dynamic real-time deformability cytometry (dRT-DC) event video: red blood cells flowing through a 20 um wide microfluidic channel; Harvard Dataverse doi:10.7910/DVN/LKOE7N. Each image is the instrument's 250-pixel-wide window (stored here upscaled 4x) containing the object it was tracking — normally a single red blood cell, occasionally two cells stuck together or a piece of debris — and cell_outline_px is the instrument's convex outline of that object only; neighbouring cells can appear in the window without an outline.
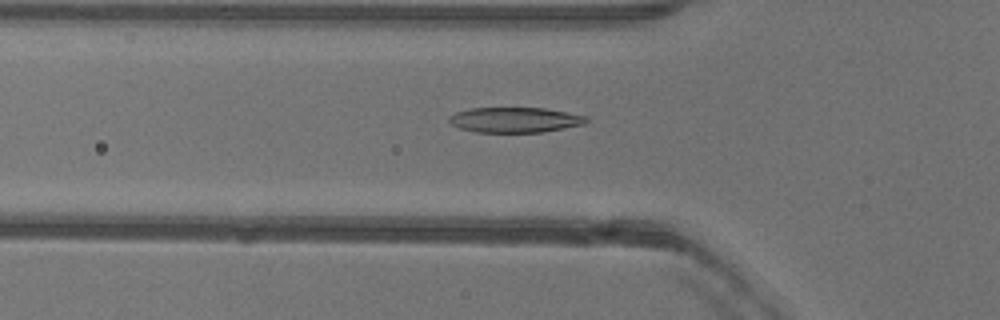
{"species": "common noctule bat (a hibernating species)", "species_latin": "Nyctalus noctula", "temperature_condition": "warm", "stored_images_in_passage": 33, "camera_frame_rate_fps": 3000, "um_per_image_px": 0.085, "animal": {"sex": "female"}, "frame": {"image": 1, "passage_image": 4, "time_ms": 1.0, "image_size_px": [1000, 320], "cell_outline_px": [[588, 120], [584, 124], [544, 132], [476, 132], [460, 128], [452, 124], [448, 120], [448, 116], [456, 112], [472, 108], [544, 108], [568, 112], [588, 116]], "centroid_in_image_um": [43.78, 10.19], "position_along_channel_um": 82.0, "area_um2": 20.17}}
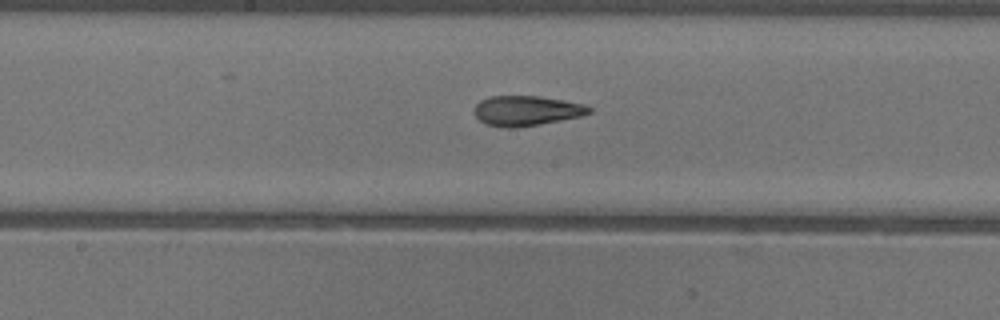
{"frame": {"image": 2, "passage_image": 13, "time_ms": 4.0, "image_size_px": [1000, 320], "cell_outline_px": [[592, 112], [580, 116], [560, 120], [512, 128], [508, 128], [488, 124], [480, 120], [476, 116], [476, 104], [480, 100], [488, 96], [540, 96], [588, 104], [592, 108]], "centroid_in_image_um": [44.8, 9.39], "position_along_channel_um": 203.4, "area_um2": 19.88}}
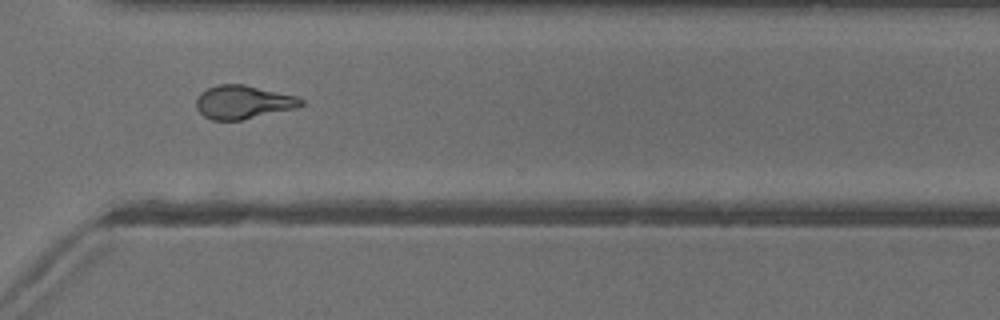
{"frame": {"image": 3, "passage_image": 24, "time_ms": 7.667, "image_size_px": [1000, 320], "cell_outline_px": [[304, 104], [296, 108], [240, 120], [212, 120], [204, 116], [196, 108], [196, 100], [200, 92], [208, 88], [220, 84], [244, 84], [296, 96], [304, 100]], "centroid_in_image_um": [20.65, 8.68], "position_along_channel_um": 349.9, "area_um2": 20.35}, "authors_computed_cell_mechanics": {"area_um2": 20.23, "velocity_mm_per_s": 4.0118, "shape_relaxation_time_tau1_ms": 5.3732, "shape_relaxation_time_tau2_ms": 2.1099, "deformation_change_tau1": 0.1937, "deformation_change_tau2": 0.1041}}